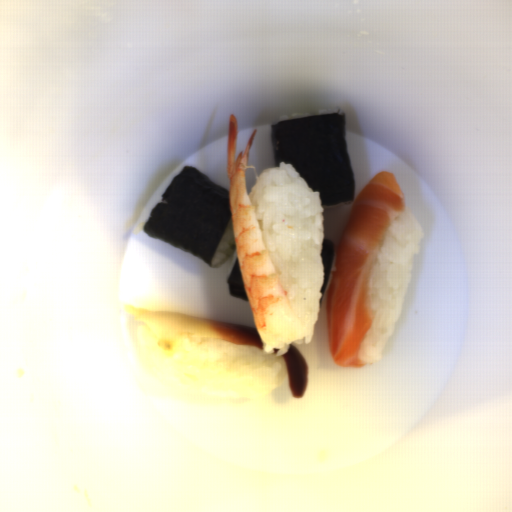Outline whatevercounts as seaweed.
Listing matches in <instances>:
<instances>
[{
	"mask_svg": "<svg viewBox=\"0 0 512 512\" xmlns=\"http://www.w3.org/2000/svg\"><path fill=\"white\" fill-rule=\"evenodd\" d=\"M231 219V191L194 166L184 167L162 193L143 231L211 266Z\"/></svg>",
	"mask_w": 512,
	"mask_h": 512,
	"instance_id": "1faa68ee",
	"label": "seaweed"
},
{
	"mask_svg": "<svg viewBox=\"0 0 512 512\" xmlns=\"http://www.w3.org/2000/svg\"><path fill=\"white\" fill-rule=\"evenodd\" d=\"M271 130L276 167L291 164L322 207L356 200L345 113L281 121Z\"/></svg>",
	"mask_w": 512,
	"mask_h": 512,
	"instance_id": "45ffbabd",
	"label": "seaweed"
},
{
	"mask_svg": "<svg viewBox=\"0 0 512 512\" xmlns=\"http://www.w3.org/2000/svg\"><path fill=\"white\" fill-rule=\"evenodd\" d=\"M320 257L323 264V286L321 288V298L319 299V304L322 303L326 291L329 285L334 259H335V245L332 240L327 238H323L322 248Z\"/></svg>",
	"mask_w": 512,
	"mask_h": 512,
	"instance_id": "7513b1e5",
	"label": "seaweed"
},
{
	"mask_svg": "<svg viewBox=\"0 0 512 512\" xmlns=\"http://www.w3.org/2000/svg\"><path fill=\"white\" fill-rule=\"evenodd\" d=\"M227 285L229 296H233L249 302L241 274L238 256L227 278Z\"/></svg>",
	"mask_w": 512,
	"mask_h": 512,
	"instance_id": "ac131d1f",
	"label": "seaweed"
}]
</instances>
